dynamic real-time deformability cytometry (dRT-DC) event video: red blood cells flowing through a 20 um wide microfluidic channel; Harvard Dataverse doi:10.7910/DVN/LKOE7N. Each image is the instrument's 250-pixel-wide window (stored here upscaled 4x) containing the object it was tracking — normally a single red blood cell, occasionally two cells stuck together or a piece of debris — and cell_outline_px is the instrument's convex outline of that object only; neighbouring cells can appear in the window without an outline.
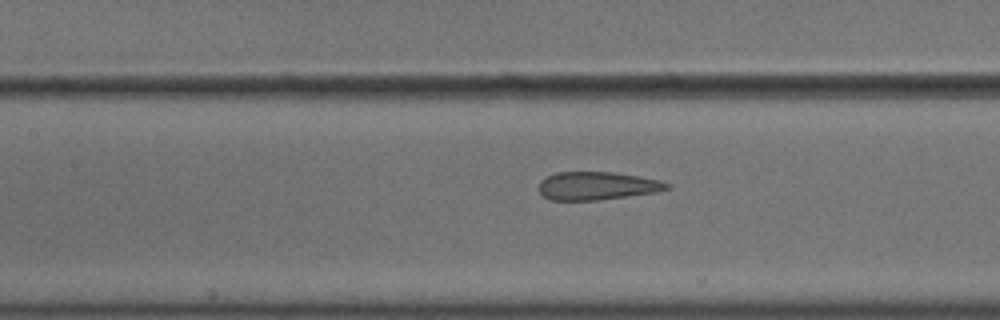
{"species": "common noctule bat (a hibernating species)", "species_latin": "Nyctalus noctula", "temperature_condition": "cold", "stored_images_in_passage": 24, "camera_frame_rate_fps": 3000, "um_per_image_px": 0.085, "animal": {"sex": "male", "body_mass_g": 18.8}, "frame": {"image": 1, "passage_image": 21, "time_ms": 6.667, "image_size_px": [1000, 320], "cell_outline_px": [[672, 184], [668, 188], [656, 192], [596, 200], [548, 200], [536, 188], [540, 180], [556, 172], [612, 172], [660, 180]], "centroid_in_image_um": [50.69, 15.79], "position_along_channel_um": 156.7, "area_um2": 20.92}}